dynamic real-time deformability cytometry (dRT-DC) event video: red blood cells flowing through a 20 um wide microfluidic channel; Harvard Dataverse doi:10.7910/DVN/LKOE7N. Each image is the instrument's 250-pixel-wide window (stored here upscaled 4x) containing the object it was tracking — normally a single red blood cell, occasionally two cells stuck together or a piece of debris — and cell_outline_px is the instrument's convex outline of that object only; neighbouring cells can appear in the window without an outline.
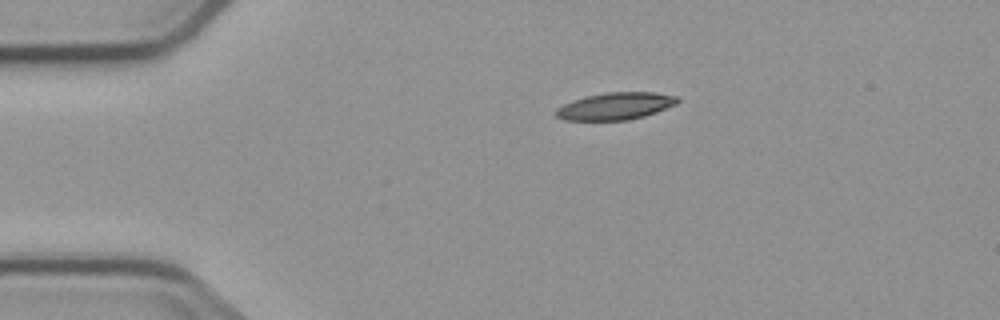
{"species": "common noctule bat (a hibernating species)", "species_latin": "Nyctalus noctula", "temperature_condition": "cold", "stored_images_in_passage": 6, "camera_frame_rate_fps": 3000, "um_per_image_px": 0.085, "animal": {"sex": "male", "body_mass_g": 23.1, "forearm_length_mm": 52.7}, "frame": {"image": 1, "passage_image": 1, "time_ms": 0.0, "image_size_px": [1000, 320], "cell_outline_px": [[680, 100], [676, 104], [656, 112], [644, 116], [628, 120], [564, 120], [556, 116], [556, 108], [572, 100], [604, 92], [656, 92], [676, 96]], "centroid_in_image_um": [52.32, 9.01], "position_along_channel_um": 32.7, "area_um2": 19.19}}
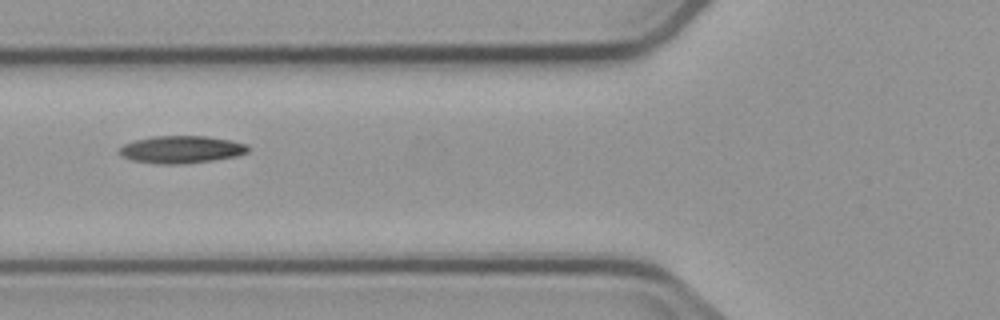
{"frame": {"image": 2, "passage_image": 4, "time_ms": 3.333, "image_size_px": [1000, 320], "cell_outline_px": [[248, 152], [236, 156], [212, 160], [184, 164], [156, 164], [132, 160], [120, 156], [116, 152], [124, 144], [136, 140], [152, 136], [208, 136], [232, 140], [248, 144]], "centroid_in_image_um": [15.39, 12.71], "position_along_channel_um": 110.4, "area_um2": 20.75}}
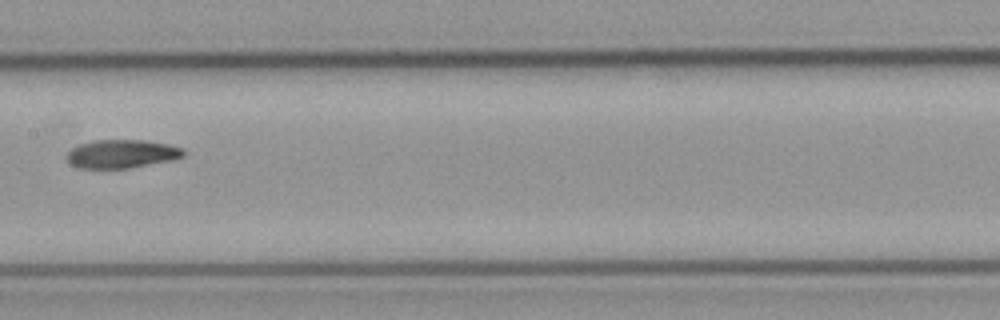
{"frame": {"image": 3, "passage_image": 6, "time_ms": 5.667, "image_size_px": [1000, 320], "cell_outline_px": [[184, 156], [172, 160], [128, 168], [76, 168], [64, 156], [72, 148], [80, 144], [92, 140], [148, 140], [168, 144], [184, 148]], "centroid_in_image_um": [10.34, 13.07], "position_along_channel_um": 197.1, "area_um2": 19.42}}